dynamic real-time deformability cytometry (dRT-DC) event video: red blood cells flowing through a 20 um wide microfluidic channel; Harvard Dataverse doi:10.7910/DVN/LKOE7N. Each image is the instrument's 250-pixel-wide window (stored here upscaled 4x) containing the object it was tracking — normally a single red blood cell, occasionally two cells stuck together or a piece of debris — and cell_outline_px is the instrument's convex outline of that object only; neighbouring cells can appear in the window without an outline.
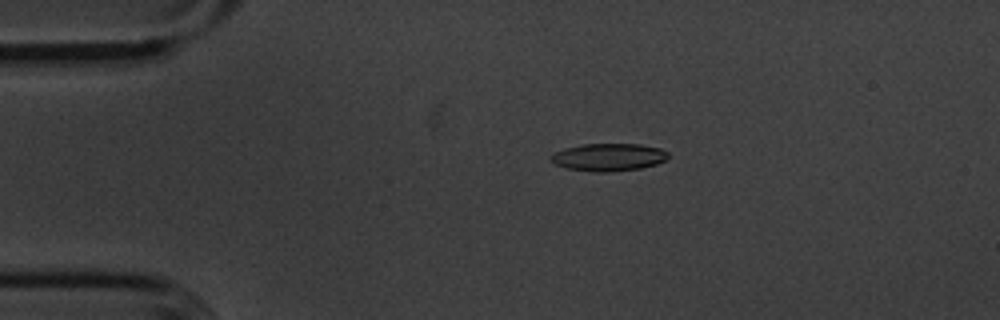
{"species": "common noctule bat (a hibernating species)", "species_latin": "Nyctalus noctula", "temperature_condition": "cold", "stored_images_in_passage": 55, "camera_frame_rate_fps": 3000, "um_per_image_px": 0.085, "animal": {"sex": "male", "body_mass_g": 20.1, "forearm_length_mm": 53.5}, "frame": {"image": 1, "passage_image": 11, "time_ms": 3.333, "image_size_px": [1000, 320], "cell_outline_px": [[668, 156], [664, 160], [656, 164], [640, 168], [608, 172], [596, 172], [568, 168], [556, 164], [548, 156], [564, 148], [580, 144], [640, 144], [660, 148], [668, 152]], "centroid_in_image_um": [51.72, 13.35], "position_along_channel_um": 33.3, "area_um2": 18.73}}
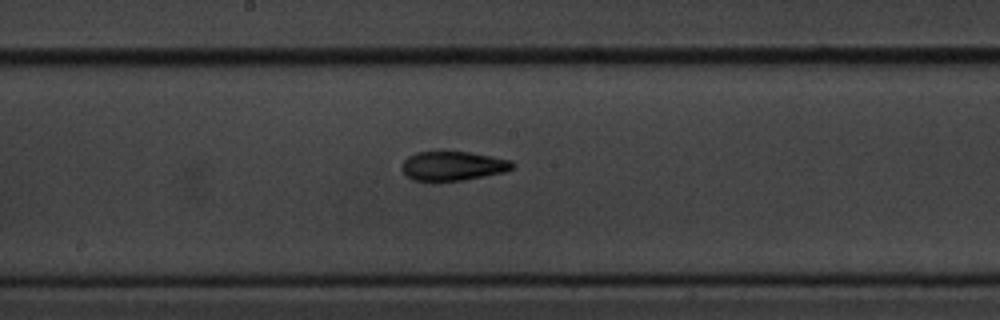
{"frame": {"image": 2, "passage_image": 29, "time_ms": 9.333, "image_size_px": [1000, 320], "cell_outline_px": [[516, 164], [512, 168], [504, 172], [464, 180], [412, 180], [400, 168], [404, 160], [408, 156], [416, 152], [468, 152], [492, 156], [512, 160]], "centroid_in_image_um": [38.51, 14.09], "position_along_channel_um": 209.7, "area_um2": 18.67}}
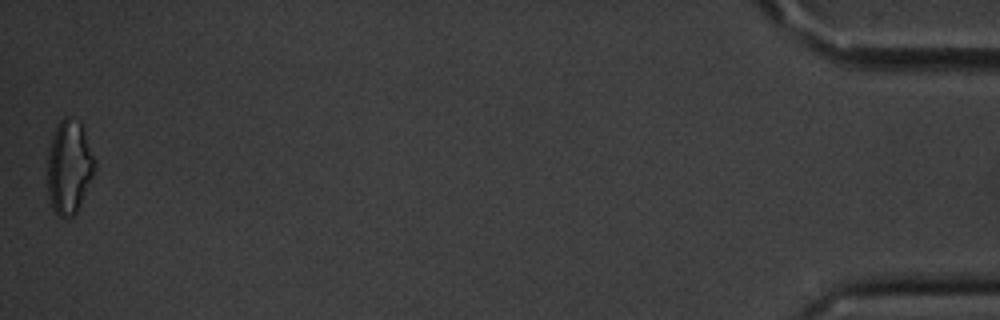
{"frame": {"image": 3, "passage_image": 55, "time_ms": 18.0, "image_size_px": [1000, 320], "cell_outline_px": [[96, 168], [80, 204], [76, 212], [68, 220], [60, 216], [52, 208], [48, 192], [48, 152], [52, 136], [60, 120], [64, 116], [68, 116], [80, 120], [96, 160]], "centroid_in_image_um": [5.89, 14.17], "position_along_channel_um": 429.3, "area_um2": 25.89}, "authors_computed_cell_mechanics": {"area_um2": 18.7272, "velocity_mm_per_s": 3.6094, "shape_relaxation_time_tau1_ms": 5.0343, "shape_relaxation_time_tau2_ms": 2.8277, "deformation_change_tau1": 0.1661, "deformation_change_tau2": 0.1087}}